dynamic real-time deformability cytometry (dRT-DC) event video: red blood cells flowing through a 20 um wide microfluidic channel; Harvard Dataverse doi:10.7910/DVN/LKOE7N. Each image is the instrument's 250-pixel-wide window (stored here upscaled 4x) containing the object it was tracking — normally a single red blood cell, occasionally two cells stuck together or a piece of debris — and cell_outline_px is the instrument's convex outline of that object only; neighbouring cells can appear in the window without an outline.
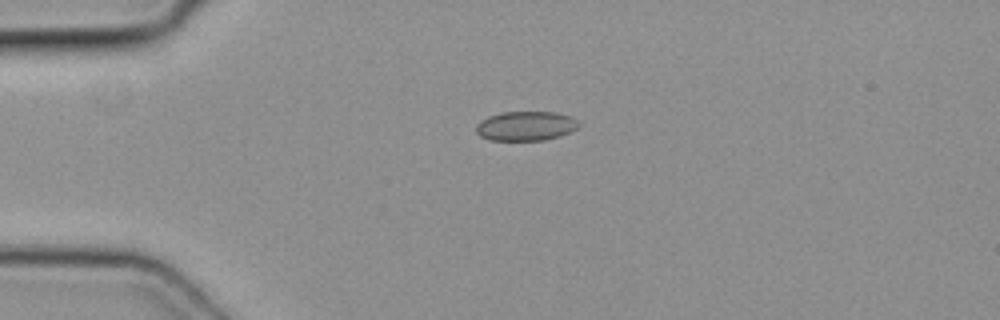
{"species": "common noctule bat (a hibernating species)", "species_latin": "Nyctalus noctula", "temperature_condition": "cold", "stored_images_in_passage": 5, "camera_frame_rate_fps": 3000, "um_per_image_px": 0.085, "animal": {"sex": "female", "body_mass_g": 19.3, "forearm_length_mm": 54.1}, "frame": {"image": 1, "passage_image": 3, "time_ms": 0.667, "image_size_px": [1000, 320], "cell_outline_px": [[580, 124], [576, 128], [560, 136], [544, 140], [488, 140], [480, 136], [476, 132], [476, 124], [480, 120], [488, 116], [500, 112], [556, 112], [572, 116]], "centroid_in_image_um": [44.66, 10.7], "position_along_channel_um": 40.3, "area_um2": 17.69}}
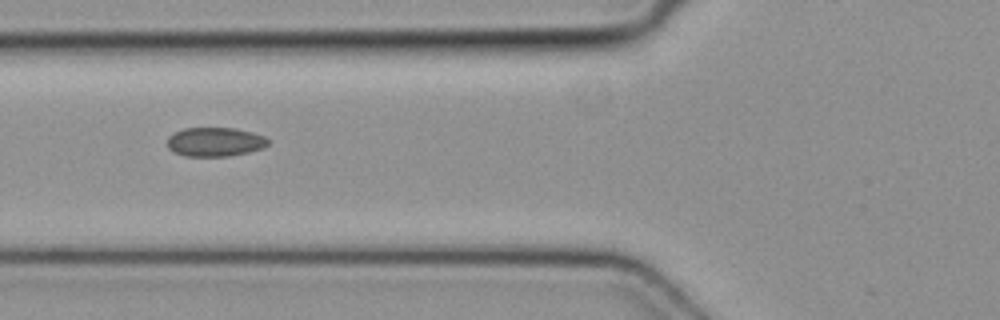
{"frame": {"image": 2, "passage_image": 5, "time_ms": 1.333, "image_size_px": [1000, 320], "cell_outline_px": [[268, 144], [264, 148], [248, 152], [228, 156], [184, 156], [172, 152], [168, 148], [168, 136], [184, 128], [236, 128], [252, 132], [264, 136], [268, 140]], "centroid_in_image_um": [18.27, 12.06], "position_along_channel_um": 107.5, "area_um2": 17.11}}